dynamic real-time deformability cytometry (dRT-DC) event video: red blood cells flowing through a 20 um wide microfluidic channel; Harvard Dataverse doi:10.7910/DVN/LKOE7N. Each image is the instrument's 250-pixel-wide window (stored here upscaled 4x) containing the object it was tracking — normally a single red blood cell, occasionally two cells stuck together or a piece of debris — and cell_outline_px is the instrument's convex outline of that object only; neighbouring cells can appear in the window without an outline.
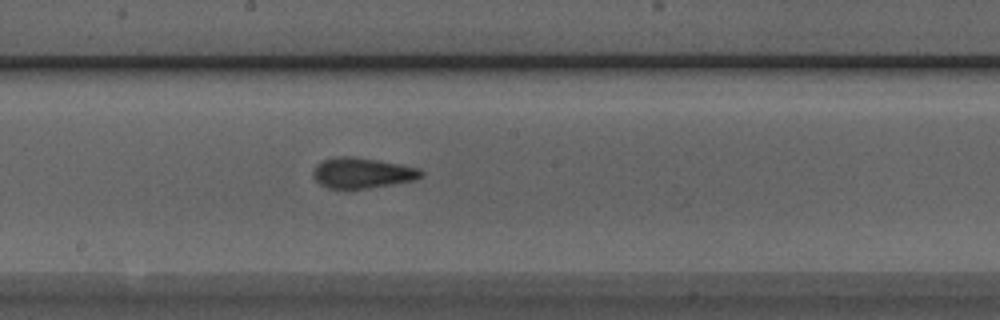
{"species": "Egyptian fruit bat (a non-hibernating species)", "species_latin": "Rousettus aegyptiacus", "temperature_condition": "room temperature", "stored_images_in_passage": 8, "camera_frame_rate_fps": 3000, "um_per_image_px": 0.085, "animal": {"sex": "male"}, "frame": {"image": 1, "passage_image": 8, "time_ms": 2.333, "image_size_px": [1000, 320], "cell_outline_px": [[424, 176], [416, 180], [392, 184], [364, 188], [328, 188], [320, 184], [312, 176], [312, 172], [316, 164], [324, 160], [336, 156], [352, 156], [400, 164], [420, 168], [424, 172]], "centroid_in_image_um": [30.8, 14.69], "position_along_channel_um": 217.4, "area_um2": 19.19}}